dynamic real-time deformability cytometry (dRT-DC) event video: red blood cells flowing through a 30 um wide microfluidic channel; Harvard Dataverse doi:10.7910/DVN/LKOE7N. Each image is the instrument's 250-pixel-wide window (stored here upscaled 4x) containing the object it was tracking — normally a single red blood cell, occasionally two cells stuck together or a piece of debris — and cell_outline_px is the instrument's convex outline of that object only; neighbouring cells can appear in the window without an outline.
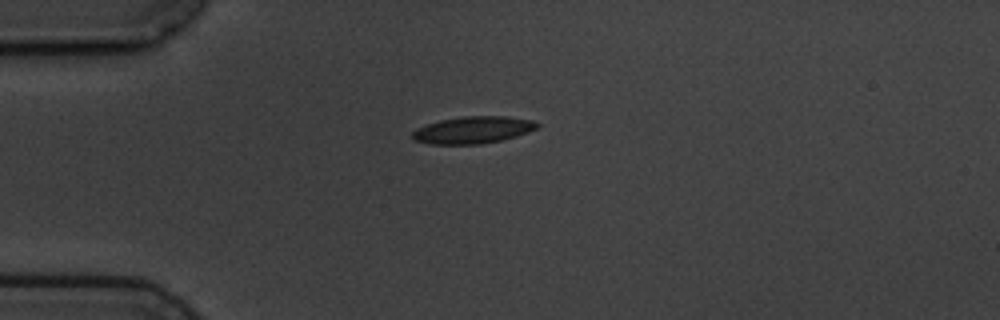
{"species": "common noctule bat (a hibernating species)", "species_latin": "Nyctalus noctula", "temperature_condition": "cold", "stored_images_in_passage": 4, "camera_frame_rate_fps": 3000, "um_per_image_px": 0.085, "animal": {"sex": "male", "body_mass_g": 19.5, "forearm_length_mm": 54.6}, "frame": {"image": 1, "passage_image": 1, "time_ms": 0.0, "image_size_px": [1000, 320], "cell_outline_px": [[540, 128], [516, 136], [500, 140], [480, 144], [428, 144], [412, 140], [412, 132], [416, 128], [440, 120], [464, 116], [508, 116], [532, 120], [540, 124]], "centroid_in_image_um": [40.21, 11.04], "position_along_channel_um": 44.8, "area_um2": 19.77}}
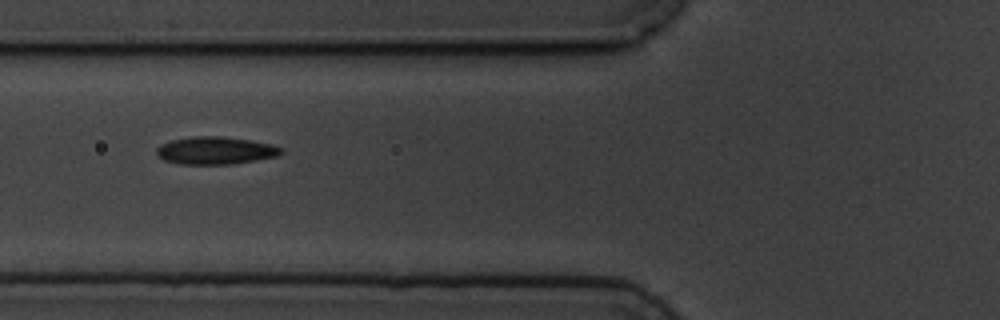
{"frame": {"image": 2, "passage_image": 3, "time_ms": 2.333, "image_size_px": [1000, 320], "cell_outline_px": [[284, 152], [280, 156], [232, 164], [180, 164], [164, 160], [156, 152], [156, 148], [160, 144], [172, 140], [192, 136], [220, 136], [248, 140], [272, 144], [284, 148]], "centroid_in_image_um": [18.35, 12.79], "position_along_channel_um": 107.4, "area_um2": 20.11}}
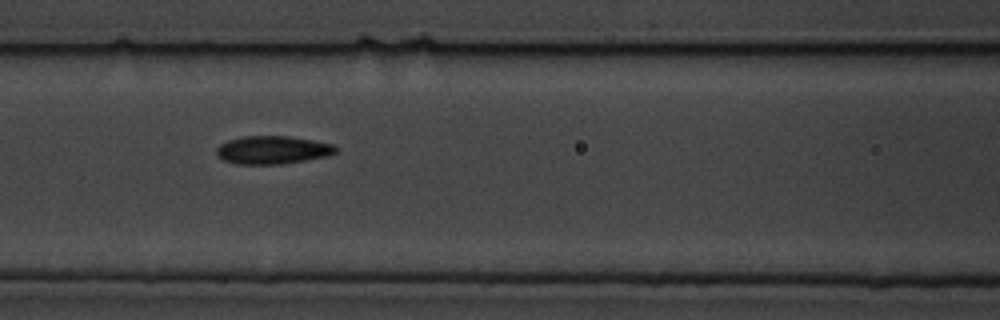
{"frame": {"image": 3, "passage_image": 4, "time_ms": 3.333, "image_size_px": [1000, 320], "cell_outline_px": [[336, 152], [324, 156], [304, 160], [280, 164], [236, 164], [224, 160], [216, 152], [216, 148], [220, 144], [228, 140], [244, 136], [288, 136], [312, 140], [332, 144], [336, 148]], "centroid_in_image_um": [23.12, 12.74], "position_along_channel_um": 143.5, "area_um2": 19.19}}